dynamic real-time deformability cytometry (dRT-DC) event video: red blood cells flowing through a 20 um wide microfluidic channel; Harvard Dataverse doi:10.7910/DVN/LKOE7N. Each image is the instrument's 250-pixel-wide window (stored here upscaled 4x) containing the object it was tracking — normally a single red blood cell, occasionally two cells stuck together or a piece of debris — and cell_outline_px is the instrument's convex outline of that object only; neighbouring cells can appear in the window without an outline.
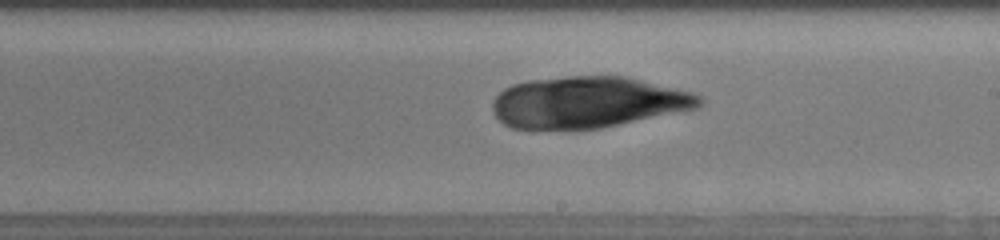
{"species": "human", "species_latin": "Homo sapiens", "temperature_condition": "cold", "stored_images_in_passage": 33, "camera_frame_rate_fps": 3000, "um_per_image_px": 0.085, "donor": {"sex": "male"}, "frame": {"image": 1, "passage_image": 18, "time_ms": 5.667, "image_size_px": [1000, 240], "cell_outline_px": [[704, 100], [696, 108], [600, 128], [532, 132], [512, 128], [504, 124], [496, 116], [492, 108], [492, 100], [504, 88], [512, 84], [528, 80], [568, 76], [624, 76], [692, 92], [700, 96]], "centroid_in_image_um": [49.86, 8.72], "position_along_channel_um": 239.1, "area_um2": 62.54}}
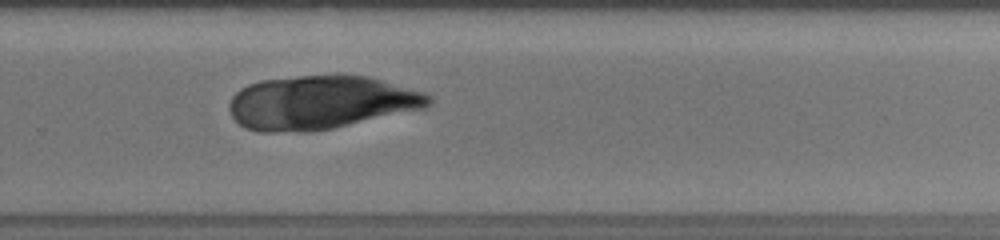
{"frame": {"image": 2, "passage_image": 23, "time_ms": 7.333, "image_size_px": [1000, 240], "cell_outline_px": [[432, 104], [424, 108], [332, 128], [308, 132], [260, 132], [244, 128], [232, 116], [228, 108], [228, 104], [232, 96], [240, 88], [248, 84], [260, 80], [296, 76], [368, 76], [424, 92], [432, 96]], "centroid_in_image_um": [27.22, 8.72], "position_along_channel_um": 302.6, "area_um2": 62.19}}